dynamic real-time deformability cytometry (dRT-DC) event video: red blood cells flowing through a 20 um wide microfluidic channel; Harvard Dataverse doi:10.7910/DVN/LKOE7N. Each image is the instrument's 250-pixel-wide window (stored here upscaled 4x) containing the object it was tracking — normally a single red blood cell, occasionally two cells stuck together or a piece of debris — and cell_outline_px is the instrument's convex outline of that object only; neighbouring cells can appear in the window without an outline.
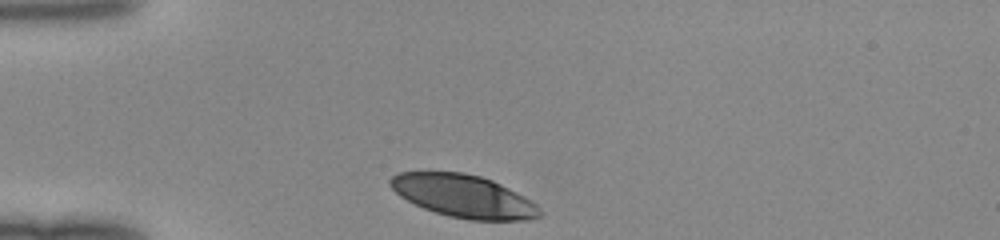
{"species": "human", "species_latin": "Homo sapiens", "temperature_condition": "room temperature", "stored_images_in_passage": 29, "camera_frame_rate_fps": 3000, "um_per_image_px": 0.085, "donor": {"sex": "female"}, "frame": {"image": 1, "passage_image": 1, "time_ms": 0.0, "image_size_px": [1000, 240], "cell_outline_px": [[544, 212], [540, 216], [532, 220], [468, 220], [448, 216], [424, 208], [400, 196], [388, 184], [388, 180], [392, 176], [400, 172], [464, 172], [480, 176], [492, 180], [524, 196], [536, 204]], "centroid_in_image_um": [39.43, 16.68], "position_along_channel_um": 45.6, "area_um2": 37.17}}
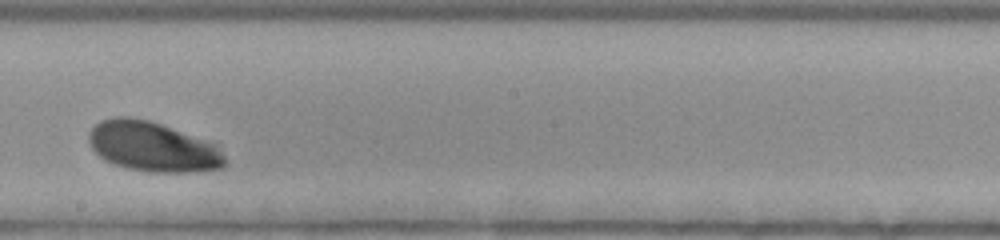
{"frame": {"image": 2, "passage_image": 17, "time_ms": 5.333, "image_size_px": [1000, 240], "cell_outline_px": [[224, 168], [196, 172], [148, 172], [128, 168], [112, 164], [104, 160], [92, 148], [88, 140], [88, 132], [100, 120], [116, 116], [128, 116], [148, 120], [220, 144], [224, 156]], "centroid_in_image_um": [13.0, 12.47], "position_along_channel_um": 235.2, "area_um2": 40.0}}
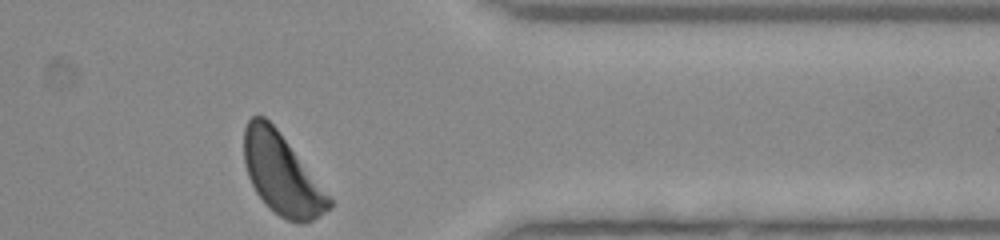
{"frame": {"image": 3, "passage_image": 29, "time_ms": 9.333, "image_size_px": [1000, 240], "cell_outline_px": [[332, 208], [312, 220], [304, 224], [300, 224], [288, 220], [280, 216], [268, 208], [256, 192], [248, 176], [244, 164], [244, 128], [248, 120], [252, 116], [264, 116], [276, 128], [332, 200]], "centroid_in_image_um": [23.92, 14.83], "position_along_channel_um": 387.5, "area_um2": 39.36}}